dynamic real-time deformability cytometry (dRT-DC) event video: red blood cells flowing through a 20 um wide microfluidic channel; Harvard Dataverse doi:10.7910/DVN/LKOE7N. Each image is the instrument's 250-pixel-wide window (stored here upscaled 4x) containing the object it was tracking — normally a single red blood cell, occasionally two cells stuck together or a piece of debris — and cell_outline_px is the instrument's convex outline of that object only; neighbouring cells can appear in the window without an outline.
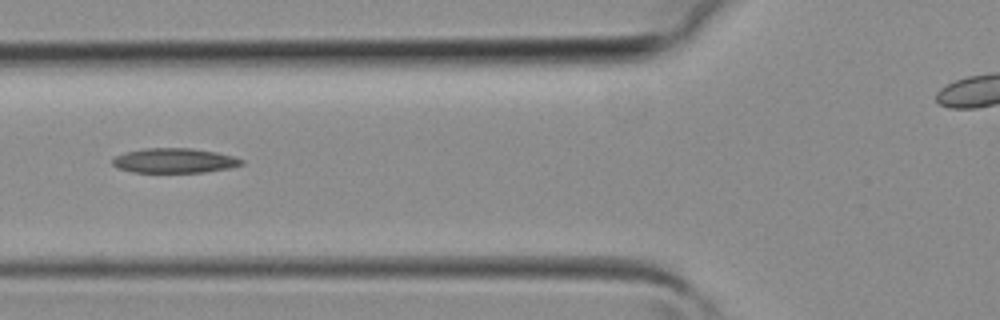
{"species": "common noctule bat (a hibernating species)", "species_latin": "Nyctalus noctula", "temperature_condition": "room temperature", "stored_images_in_passage": 23, "camera_frame_rate_fps": 3000, "um_per_image_px": 0.085, "animal": {"sex": "female", "body_mass_g": 19.3, "forearm_length_mm": 54.1}, "frame": {"image": 1, "passage_image": 3, "time_ms": 0.667, "image_size_px": [1000, 320], "cell_outline_px": [[244, 164], [228, 168], [204, 172], [132, 172], [116, 168], [112, 164], [112, 160], [116, 156], [124, 152], [144, 148], [192, 148], [216, 152], [232, 156], [244, 160]], "centroid_in_image_um": [14.79, 13.65], "position_along_channel_um": 111.0, "area_um2": 18.61}}
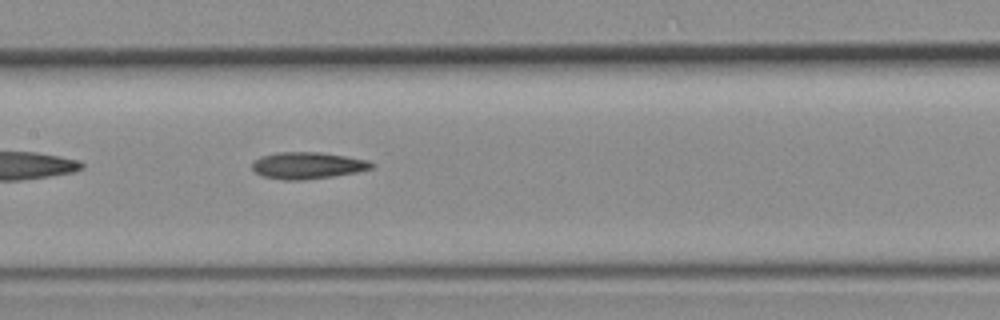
{"frame": {"image": 2, "passage_image": 7, "time_ms": 2.0, "image_size_px": [1000, 320], "cell_outline_px": [[376, 164], [372, 168], [356, 172], [332, 176], [304, 180], [284, 180], [264, 176], [256, 172], [252, 168], [252, 164], [260, 156], [276, 152], [320, 152], [368, 160]], "centroid_in_image_um": [26.15, 14.06], "position_along_channel_um": 181.3, "area_um2": 18.5}}
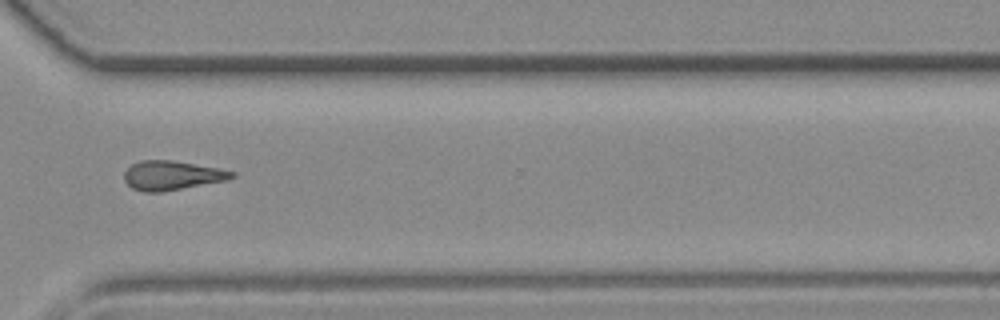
{"frame": {"image": 3, "passage_image": 17, "time_ms": 5.333, "image_size_px": [1000, 320], "cell_outline_px": [[236, 176], [228, 180], [160, 192], [144, 192], [132, 188], [124, 180], [124, 172], [132, 164], [140, 160], [172, 160], [216, 168], [236, 172]], "centroid_in_image_um": [14.6, 14.91], "position_along_channel_um": 356.0, "area_um2": 18.21}}